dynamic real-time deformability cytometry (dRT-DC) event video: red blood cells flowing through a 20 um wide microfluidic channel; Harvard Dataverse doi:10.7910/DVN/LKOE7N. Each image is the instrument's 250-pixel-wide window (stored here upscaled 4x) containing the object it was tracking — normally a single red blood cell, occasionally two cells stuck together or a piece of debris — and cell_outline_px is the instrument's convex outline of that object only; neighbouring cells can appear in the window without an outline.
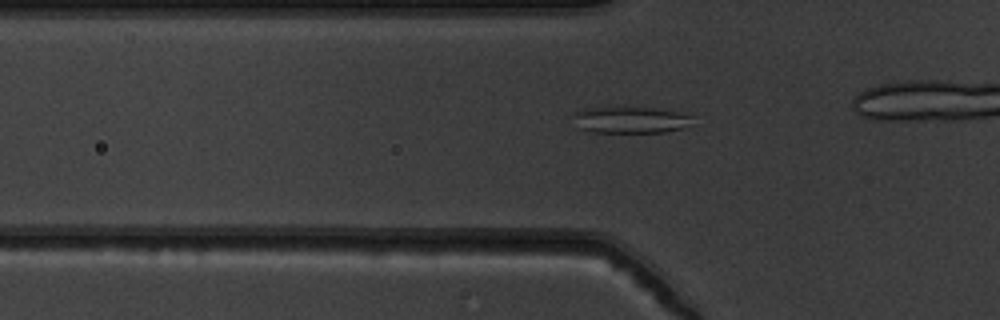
{"species": "common noctule bat (a hibernating species)", "species_latin": "Nyctalus noctula", "temperature_condition": "warm", "stored_images_in_passage": 32, "camera_frame_rate_fps": 3000, "um_per_image_px": 0.085, "animal": {"sex": "male", "body_mass_g": 19.5, "forearm_length_mm": 54.6}, "frame": {"image": 1, "passage_image": 8, "time_ms": 2.333, "image_size_px": [1000, 320], "cell_outline_px": [[692, 116], [688, 124], [680, 128], [664, 132], [592, 132], [576, 128], [576, 112], [584, 108], [648, 108], [676, 112]], "centroid_in_image_um": [53.52, 10.21], "position_along_channel_um": 72.3, "area_um2": 17.74}}
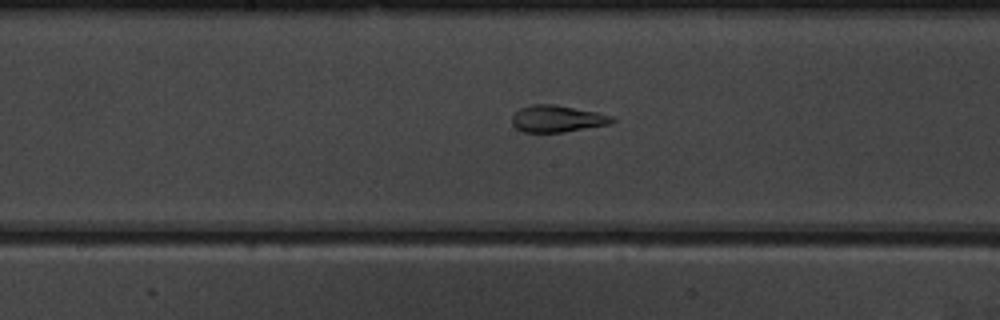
{"frame": {"image": 2, "passage_image": 18, "time_ms": 5.667, "image_size_px": [1000, 320], "cell_outline_px": [[616, 120], [608, 124], [564, 132], [524, 132], [516, 128], [512, 124], [512, 116], [520, 108], [532, 104], [552, 104], [596, 112], [612, 116]], "centroid_in_image_um": [47.33, 10.09], "position_along_channel_um": 200.9, "area_um2": 15.43}}
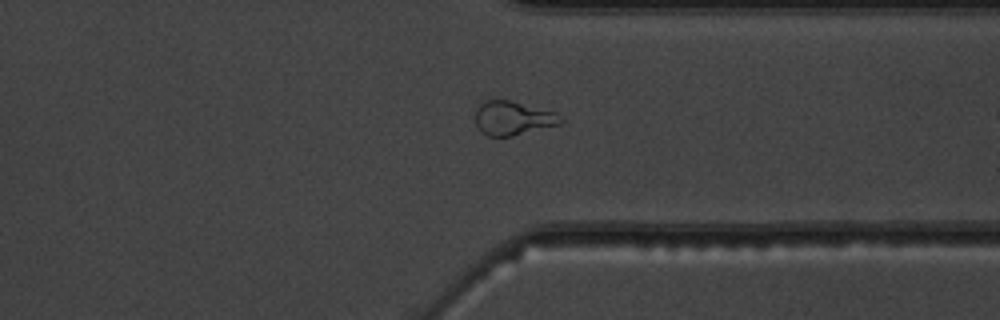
{"frame": {"image": 3, "passage_image": 31, "time_ms": 10.0, "image_size_px": [1000, 320], "cell_outline_px": [[564, 120], [560, 124], [512, 136], [488, 136], [480, 132], [476, 124], [476, 108], [484, 100], [508, 100], [556, 112]], "centroid_in_image_um": [43.58, 10.05], "position_along_channel_um": 367.8, "area_um2": 16.82}}